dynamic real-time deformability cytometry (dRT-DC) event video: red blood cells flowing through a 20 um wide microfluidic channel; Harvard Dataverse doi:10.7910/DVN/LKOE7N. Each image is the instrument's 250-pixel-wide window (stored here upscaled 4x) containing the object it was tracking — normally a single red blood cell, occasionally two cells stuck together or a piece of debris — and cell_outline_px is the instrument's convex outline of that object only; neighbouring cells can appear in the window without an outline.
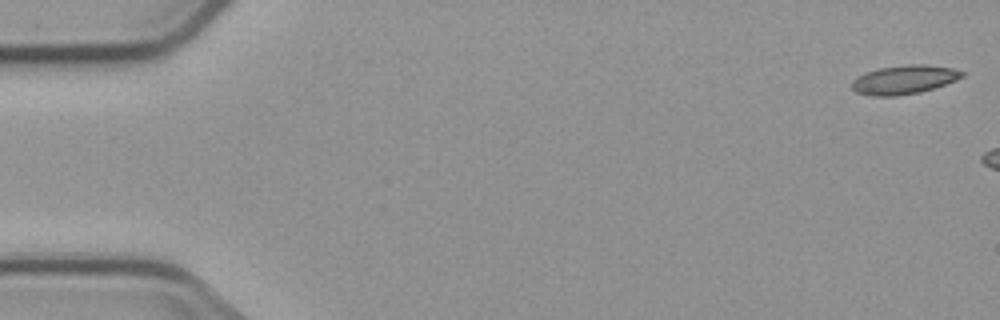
{"species": "common noctule bat (a hibernating species)", "species_latin": "Nyctalus noctula", "temperature_condition": "cold", "stored_images_in_passage": 3, "camera_frame_rate_fps": 3000, "um_per_image_px": 0.085, "animal": {"sex": "male", "body_mass_g": 23.1, "forearm_length_mm": 52.7}, "frame": {"image": 1, "passage_image": 1, "time_ms": 0.0, "image_size_px": [1000, 320], "cell_outline_px": [[964, 76], [956, 80], [920, 92], [896, 96], [872, 96], [856, 92], [852, 88], [852, 80], [856, 76], [880, 68], [908, 64], [924, 64], [952, 68], [964, 72]], "centroid_in_image_um": [76.83, 6.77], "position_along_channel_um": 8.2, "area_um2": 18.38}}